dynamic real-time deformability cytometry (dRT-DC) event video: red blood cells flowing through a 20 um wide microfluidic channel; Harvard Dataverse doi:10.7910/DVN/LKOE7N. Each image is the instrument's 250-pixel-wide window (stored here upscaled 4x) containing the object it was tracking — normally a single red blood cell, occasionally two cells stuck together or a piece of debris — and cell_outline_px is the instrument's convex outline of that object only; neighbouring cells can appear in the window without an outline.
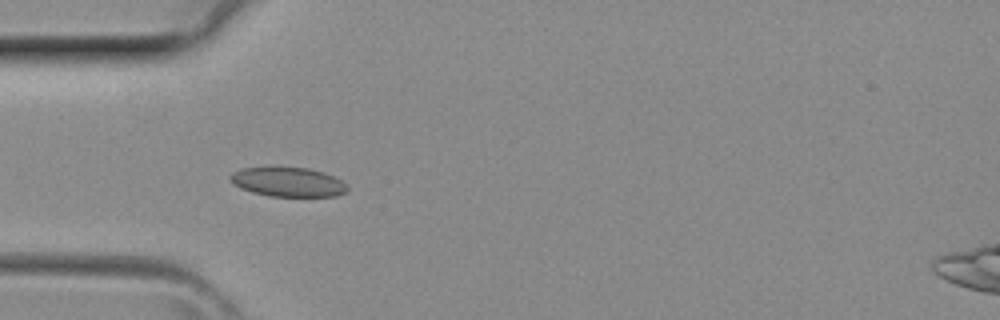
{"species": "common noctule bat (a hibernating species)", "species_latin": "Nyctalus noctula", "temperature_condition": "room temperature", "stored_images_in_passage": 3, "camera_frame_rate_fps": 3000, "um_per_image_px": 0.085, "animal": {"sex": "female", "body_mass_g": 29.2, "forearm_length_mm": 56.3}, "frame": {"image": 1, "passage_image": 3, "time_ms": 0.667, "image_size_px": [1000, 320], "cell_outline_px": [[348, 188], [344, 192], [336, 196], [268, 196], [252, 192], [240, 188], [232, 184], [228, 176], [232, 172], [240, 168], [268, 164], [276, 164], [308, 168], [324, 172], [340, 180]], "centroid_in_image_um": [24.35, 15.4], "position_along_channel_um": 60.6, "area_um2": 20.92}}